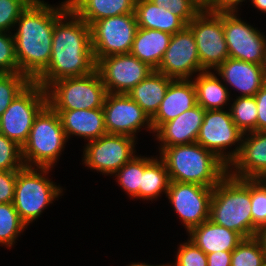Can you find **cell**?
<instances>
[{
    "label": "cell",
    "instance_id": "obj_39",
    "mask_svg": "<svg viewBox=\"0 0 266 266\" xmlns=\"http://www.w3.org/2000/svg\"><path fill=\"white\" fill-rule=\"evenodd\" d=\"M177 248L176 259L169 266H207V255L189 239Z\"/></svg>",
    "mask_w": 266,
    "mask_h": 266
},
{
    "label": "cell",
    "instance_id": "obj_36",
    "mask_svg": "<svg viewBox=\"0 0 266 266\" xmlns=\"http://www.w3.org/2000/svg\"><path fill=\"white\" fill-rule=\"evenodd\" d=\"M24 166L22 147L0 133V171L19 170Z\"/></svg>",
    "mask_w": 266,
    "mask_h": 266
},
{
    "label": "cell",
    "instance_id": "obj_27",
    "mask_svg": "<svg viewBox=\"0 0 266 266\" xmlns=\"http://www.w3.org/2000/svg\"><path fill=\"white\" fill-rule=\"evenodd\" d=\"M70 8L89 26L108 17L135 13L136 0H68Z\"/></svg>",
    "mask_w": 266,
    "mask_h": 266
},
{
    "label": "cell",
    "instance_id": "obj_49",
    "mask_svg": "<svg viewBox=\"0 0 266 266\" xmlns=\"http://www.w3.org/2000/svg\"><path fill=\"white\" fill-rule=\"evenodd\" d=\"M262 66H263V72H264V78H265V84H266V47H265L264 62Z\"/></svg>",
    "mask_w": 266,
    "mask_h": 266
},
{
    "label": "cell",
    "instance_id": "obj_42",
    "mask_svg": "<svg viewBox=\"0 0 266 266\" xmlns=\"http://www.w3.org/2000/svg\"><path fill=\"white\" fill-rule=\"evenodd\" d=\"M254 97L257 104V131H266V84Z\"/></svg>",
    "mask_w": 266,
    "mask_h": 266
},
{
    "label": "cell",
    "instance_id": "obj_1",
    "mask_svg": "<svg viewBox=\"0 0 266 266\" xmlns=\"http://www.w3.org/2000/svg\"><path fill=\"white\" fill-rule=\"evenodd\" d=\"M32 0L21 12L13 32L20 73L32 81L48 66L55 22L70 8L68 0L52 6Z\"/></svg>",
    "mask_w": 266,
    "mask_h": 266
},
{
    "label": "cell",
    "instance_id": "obj_28",
    "mask_svg": "<svg viewBox=\"0 0 266 266\" xmlns=\"http://www.w3.org/2000/svg\"><path fill=\"white\" fill-rule=\"evenodd\" d=\"M192 81L196 88L197 104L204 110H222L230 106L231 90L218 78L217 74L215 75V72L198 73Z\"/></svg>",
    "mask_w": 266,
    "mask_h": 266
},
{
    "label": "cell",
    "instance_id": "obj_8",
    "mask_svg": "<svg viewBox=\"0 0 266 266\" xmlns=\"http://www.w3.org/2000/svg\"><path fill=\"white\" fill-rule=\"evenodd\" d=\"M47 104L46 89L32 81L0 116V133L22 147L36 116Z\"/></svg>",
    "mask_w": 266,
    "mask_h": 266
},
{
    "label": "cell",
    "instance_id": "obj_22",
    "mask_svg": "<svg viewBox=\"0 0 266 266\" xmlns=\"http://www.w3.org/2000/svg\"><path fill=\"white\" fill-rule=\"evenodd\" d=\"M55 111L60 117L68 141L74 135L91 141L107 134L102 108Z\"/></svg>",
    "mask_w": 266,
    "mask_h": 266
},
{
    "label": "cell",
    "instance_id": "obj_4",
    "mask_svg": "<svg viewBox=\"0 0 266 266\" xmlns=\"http://www.w3.org/2000/svg\"><path fill=\"white\" fill-rule=\"evenodd\" d=\"M250 179L227 174L213 188L209 219L243 238L252 237Z\"/></svg>",
    "mask_w": 266,
    "mask_h": 266
},
{
    "label": "cell",
    "instance_id": "obj_15",
    "mask_svg": "<svg viewBox=\"0 0 266 266\" xmlns=\"http://www.w3.org/2000/svg\"><path fill=\"white\" fill-rule=\"evenodd\" d=\"M214 187L170 181L166 197L188 233L209 219L210 201Z\"/></svg>",
    "mask_w": 266,
    "mask_h": 266
},
{
    "label": "cell",
    "instance_id": "obj_30",
    "mask_svg": "<svg viewBox=\"0 0 266 266\" xmlns=\"http://www.w3.org/2000/svg\"><path fill=\"white\" fill-rule=\"evenodd\" d=\"M25 229L14 204L0 203V245L11 249Z\"/></svg>",
    "mask_w": 266,
    "mask_h": 266
},
{
    "label": "cell",
    "instance_id": "obj_9",
    "mask_svg": "<svg viewBox=\"0 0 266 266\" xmlns=\"http://www.w3.org/2000/svg\"><path fill=\"white\" fill-rule=\"evenodd\" d=\"M243 134L233 122L230 111L205 110L196 142L229 166L240 151ZM232 146H235L233 150Z\"/></svg>",
    "mask_w": 266,
    "mask_h": 266
},
{
    "label": "cell",
    "instance_id": "obj_3",
    "mask_svg": "<svg viewBox=\"0 0 266 266\" xmlns=\"http://www.w3.org/2000/svg\"><path fill=\"white\" fill-rule=\"evenodd\" d=\"M158 150L170 181L214 187L228 174V166L197 142Z\"/></svg>",
    "mask_w": 266,
    "mask_h": 266
},
{
    "label": "cell",
    "instance_id": "obj_29",
    "mask_svg": "<svg viewBox=\"0 0 266 266\" xmlns=\"http://www.w3.org/2000/svg\"><path fill=\"white\" fill-rule=\"evenodd\" d=\"M169 174L163 160L157 156H143V174L139 189V199L153 201L169 188Z\"/></svg>",
    "mask_w": 266,
    "mask_h": 266
},
{
    "label": "cell",
    "instance_id": "obj_34",
    "mask_svg": "<svg viewBox=\"0 0 266 266\" xmlns=\"http://www.w3.org/2000/svg\"><path fill=\"white\" fill-rule=\"evenodd\" d=\"M32 82L23 73H0V116L11 102Z\"/></svg>",
    "mask_w": 266,
    "mask_h": 266
},
{
    "label": "cell",
    "instance_id": "obj_5",
    "mask_svg": "<svg viewBox=\"0 0 266 266\" xmlns=\"http://www.w3.org/2000/svg\"><path fill=\"white\" fill-rule=\"evenodd\" d=\"M68 142L58 113L47 104L36 116L22 146L25 166L54 168Z\"/></svg>",
    "mask_w": 266,
    "mask_h": 266
},
{
    "label": "cell",
    "instance_id": "obj_46",
    "mask_svg": "<svg viewBox=\"0 0 266 266\" xmlns=\"http://www.w3.org/2000/svg\"><path fill=\"white\" fill-rule=\"evenodd\" d=\"M251 5L266 14V0H250Z\"/></svg>",
    "mask_w": 266,
    "mask_h": 266
},
{
    "label": "cell",
    "instance_id": "obj_24",
    "mask_svg": "<svg viewBox=\"0 0 266 266\" xmlns=\"http://www.w3.org/2000/svg\"><path fill=\"white\" fill-rule=\"evenodd\" d=\"M172 34L138 27L130 54L156 70L167 50Z\"/></svg>",
    "mask_w": 266,
    "mask_h": 266
},
{
    "label": "cell",
    "instance_id": "obj_20",
    "mask_svg": "<svg viewBox=\"0 0 266 266\" xmlns=\"http://www.w3.org/2000/svg\"><path fill=\"white\" fill-rule=\"evenodd\" d=\"M205 110L196 105L190 110L183 112L173 120L164 123L153 135L158 140V148H166L174 145L195 143Z\"/></svg>",
    "mask_w": 266,
    "mask_h": 266
},
{
    "label": "cell",
    "instance_id": "obj_41",
    "mask_svg": "<svg viewBox=\"0 0 266 266\" xmlns=\"http://www.w3.org/2000/svg\"><path fill=\"white\" fill-rule=\"evenodd\" d=\"M17 170L0 171V203H12Z\"/></svg>",
    "mask_w": 266,
    "mask_h": 266
},
{
    "label": "cell",
    "instance_id": "obj_7",
    "mask_svg": "<svg viewBox=\"0 0 266 266\" xmlns=\"http://www.w3.org/2000/svg\"><path fill=\"white\" fill-rule=\"evenodd\" d=\"M48 104L54 110H77L102 108L107 94L99 72L63 78L53 82L47 89Z\"/></svg>",
    "mask_w": 266,
    "mask_h": 266
},
{
    "label": "cell",
    "instance_id": "obj_12",
    "mask_svg": "<svg viewBox=\"0 0 266 266\" xmlns=\"http://www.w3.org/2000/svg\"><path fill=\"white\" fill-rule=\"evenodd\" d=\"M136 142L131 136L107 133L83 146L82 164L111 177L136 156Z\"/></svg>",
    "mask_w": 266,
    "mask_h": 266
},
{
    "label": "cell",
    "instance_id": "obj_26",
    "mask_svg": "<svg viewBox=\"0 0 266 266\" xmlns=\"http://www.w3.org/2000/svg\"><path fill=\"white\" fill-rule=\"evenodd\" d=\"M135 15L138 27L144 29H153L168 34H175L187 26L170 10L155 5L151 0H136Z\"/></svg>",
    "mask_w": 266,
    "mask_h": 266
},
{
    "label": "cell",
    "instance_id": "obj_35",
    "mask_svg": "<svg viewBox=\"0 0 266 266\" xmlns=\"http://www.w3.org/2000/svg\"><path fill=\"white\" fill-rule=\"evenodd\" d=\"M252 237L266 225V179H250Z\"/></svg>",
    "mask_w": 266,
    "mask_h": 266
},
{
    "label": "cell",
    "instance_id": "obj_17",
    "mask_svg": "<svg viewBox=\"0 0 266 266\" xmlns=\"http://www.w3.org/2000/svg\"><path fill=\"white\" fill-rule=\"evenodd\" d=\"M156 71L172 79H192L196 77L195 74L204 72L194 35L187 26L182 31L172 34Z\"/></svg>",
    "mask_w": 266,
    "mask_h": 266
},
{
    "label": "cell",
    "instance_id": "obj_45",
    "mask_svg": "<svg viewBox=\"0 0 266 266\" xmlns=\"http://www.w3.org/2000/svg\"><path fill=\"white\" fill-rule=\"evenodd\" d=\"M256 237L259 239L261 242V245L263 247L264 254L266 256V225L262 226L258 232Z\"/></svg>",
    "mask_w": 266,
    "mask_h": 266
},
{
    "label": "cell",
    "instance_id": "obj_32",
    "mask_svg": "<svg viewBox=\"0 0 266 266\" xmlns=\"http://www.w3.org/2000/svg\"><path fill=\"white\" fill-rule=\"evenodd\" d=\"M142 174L143 156L136 154L112 176L115 177L117 184L130 198H137L138 200Z\"/></svg>",
    "mask_w": 266,
    "mask_h": 266
},
{
    "label": "cell",
    "instance_id": "obj_13",
    "mask_svg": "<svg viewBox=\"0 0 266 266\" xmlns=\"http://www.w3.org/2000/svg\"><path fill=\"white\" fill-rule=\"evenodd\" d=\"M223 30L229 57L263 65L266 36L242 20L238 11L223 12Z\"/></svg>",
    "mask_w": 266,
    "mask_h": 266
},
{
    "label": "cell",
    "instance_id": "obj_40",
    "mask_svg": "<svg viewBox=\"0 0 266 266\" xmlns=\"http://www.w3.org/2000/svg\"><path fill=\"white\" fill-rule=\"evenodd\" d=\"M13 33L0 32V73H18Z\"/></svg>",
    "mask_w": 266,
    "mask_h": 266
},
{
    "label": "cell",
    "instance_id": "obj_33",
    "mask_svg": "<svg viewBox=\"0 0 266 266\" xmlns=\"http://www.w3.org/2000/svg\"><path fill=\"white\" fill-rule=\"evenodd\" d=\"M231 266H266V256L256 236L244 238L232 251Z\"/></svg>",
    "mask_w": 266,
    "mask_h": 266
},
{
    "label": "cell",
    "instance_id": "obj_18",
    "mask_svg": "<svg viewBox=\"0 0 266 266\" xmlns=\"http://www.w3.org/2000/svg\"><path fill=\"white\" fill-rule=\"evenodd\" d=\"M228 174L241 179H266V131L243 134L240 151L228 166Z\"/></svg>",
    "mask_w": 266,
    "mask_h": 266
},
{
    "label": "cell",
    "instance_id": "obj_38",
    "mask_svg": "<svg viewBox=\"0 0 266 266\" xmlns=\"http://www.w3.org/2000/svg\"><path fill=\"white\" fill-rule=\"evenodd\" d=\"M32 0H0V32L14 31L21 12Z\"/></svg>",
    "mask_w": 266,
    "mask_h": 266
},
{
    "label": "cell",
    "instance_id": "obj_48",
    "mask_svg": "<svg viewBox=\"0 0 266 266\" xmlns=\"http://www.w3.org/2000/svg\"><path fill=\"white\" fill-rule=\"evenodd\" d=\"M203 8H207L214 0H197Z\"/></svg>",
    "mask_w": 266,
    "mask_h": 266
},
{
    "label": "cell",
    "instance_id": "obj_16",
    "mask_svg": "<svg viewBox=\"0 0 266 266\" xmlns=\"http://www.w3.org/2000/svg\"><path fill=\"white\" fill-rule=\"evenodd\" d=\"M107 93H127L152 71L148 64L129 54H116L101 58L96 63Z\"/></svg>",
    "mask_w": 266,
    "mask_h": 266
},
{
    "label": "cell",
    "instance_id": "obj_31",
    "mask_svg": "<svg viewBox=\"0 0 266 266\" xmlns=\"http://www.w3.org/2000/svg\"><path fill=\"white\" fill-rule=\"evenodd\" d=\"M236 98V99H235ZM228 106L235 125L243 132L257 131V104L254 96H236Z\"/></svg>",
    "mask_w": 266,
    "mask_h": 266
},
{
    "label": "cell",
    "instance_id": "obj_2",
    "mask_svg": "<svg viewBox=\"0 0 266 266\" xmlns=\"http://www.w3.org/2000/svg\"><path fill=\"white\" fill-rule=\"evenodd\" d=\"M95 69L90 26L69 8L55 22L50 62L33 81L47 89L57 80L84 76Z\"/></svg>",
    "mask_w": 266,
    "mask_h": 266
},
{
    "label": "cell",
    "instance_id": "obj_11",
    "mask_svg": "<svg viewBox=\"0 0 266 266\" xmlns=\"http://www.w3.org/2000/svg\"><path fill=\"white\" fill-rule=\"evenodd\" d=\"M138 29L135 13L97 20L90 25L95 62L116 54H129Z\"/></svg>",
    "mask_w": 266,
    "mask_h": 266
},
{
    "label": "cell",
    "instance_id": "obj_10",
    "mask_svg": "<svg viewBox=\"0 0 266 266\" xmlns=\"http://www.w3.org/2000/svg\"><path fill=\"white\" fill-rule=\"evenodd\" d=\"M187 27L194 35L201 68L214 71L229 57L223 30V12L203 8Z\"/></svg>",
    "mask_w": 266,
    "mask_h": 266
},
{
    "label": "cell",
    "instance_id": "obj_47",
    "mask_svg": "<svg viewBox=\"0 0 266 266\" xmlns=\"http://www.w3.org/2000/svg\"><path fill=\"white\" fill-rule=\"evenodd\" d=\"M126 266H169V263H166V264H159V265H150V264H148V263H140V262H131L130 263V265L128 264V265H126Z\"/></svg>",
    "mask_w": 266,
    "mask_h": 266
},
{
    "label": "cell",
    "instance_id": "obj_19",
    "mask_svg": "<svg viewBox=\"0 0 266 266\" xmlns=\"http://www.w3.org/2000/svg\"><path fill=\"white\" fill-rule=\"evenodd\" d=\"M214 72L238 96H254L265 84L263 66L228 57Z\"/></svg>",
    "mask_w": 266,
    "mask_h": 266
},
{
    "label": "cell",
    "instance_id": "obj_23",
    "mask_svg": "<svg viewBox=\"0 0 266 266\" xmlns=\"http://www.w3.org/2000/svg\"><path fill=\"white\" fill-rule=\"evenodd\" d=\"M188 239L199 247L206 255L218 251H233L244 239L239 233L206 220L192 228Z\"/></svg>",
    "mask_w": 266,
    "mask_h": 266
},
{
    "label": "cell",
    "instance_id": "obj_6",
    "mask_svg": "<svg viewBox=\"0 0 266 266\" xmlns=\"http://www.w3.org/2000/svg\"><path fill=\"white\" fill-rule=\"evenodd\" d=\"M51 171L52 168L28 166L17 170L12 203L27 227L41 217L47 206L63 195L64 188L47 176Z\"/></svg>",
    "mask_w": 266,
    "mask_h": 266
},
{
    "label": "cell",
    "instance_id": "obj_25",
    "mask_svg": "<svg viewBox=\"0 0 266 266\" xmlns=\"http://www.w3.org/2000/svg\"><path fill=\"white\" fill-rule=\"evenodd\" d=\"M174 79L154 70L126 94L152 118Z\"/></svg>",
    "mask_w": 266,
    "mask_h": 266
},
{
    "label": "cell",
    "instance_id": "obj_44",
    "mask_svg": "<svg viewBox=\"0 0 266 266\" xmlns=\"http://www.w3.org/2000/svg\"><path fill=\"white\" fill-rule=\"evenodd\" d=\"M232 251H218L207 254V266H231Z\"/></svg>",
    "mask_w": 266,
    "mask_h": 266
},
{
    "label": "cell",
    "instance_id": "obj_43",
    "mask_svg": "<svg viewBox=\"0 0 266 266\" xmlns=\"http://www.w3.org/2000/svg\"><path fill=\"white\" fill-rule=\"evenodd\" d=\"M243 1L246 0H214L207 9L214 12H239L238 7L242 5Z\"/></svg>",
    "mask_w": 266,
    "mask_h": 266
},
{
    "label": "cell",
    "instance_id": "obj_14",
    "mask_svg": "<svg viewBox=\"0 0 266 266\" xmlns=\"http://www.w3.org/2000/svg\"><path fill=\"white\" fill-rule=\"evenodd\" d=\"M105 128L108 134L137 136L142 129L153 133L151 118L127 94L107 93L103 104Z\"/></svg>",
    "mask_w": 266,
    "mask_h": 266
},
{
    "label": "cell",
    "instance_id": "obj_37",
    "mask_svg": "<svg viewBox=\"0 0 266 266\" xmlns=\"http://www.w3.org/2000/svg\"><path fill=\"white\" fill-rule=\"evenodd\" d=\"M155 5L170 10L186 25L203 9L197 0H151Z\"/></svg>",
    "mask_w": 266,
    "mask_h": 266
},
{
    "label": "cell",
    "instance_id": "obj_21",
    "mask_svg": "<svg viewBox=\"0 0 266 266\" xmlns=\"http://www.w3.org/2000/svg\"><path fill=\"white\" fill-rule=\"evenodd\" d=\"M196 105V88L192 79H174L169 84L158 111L151 118L153 132Z\"/></svg>",
    "mask_w": 266,
    "mask_h": 266
}]
</instances>
